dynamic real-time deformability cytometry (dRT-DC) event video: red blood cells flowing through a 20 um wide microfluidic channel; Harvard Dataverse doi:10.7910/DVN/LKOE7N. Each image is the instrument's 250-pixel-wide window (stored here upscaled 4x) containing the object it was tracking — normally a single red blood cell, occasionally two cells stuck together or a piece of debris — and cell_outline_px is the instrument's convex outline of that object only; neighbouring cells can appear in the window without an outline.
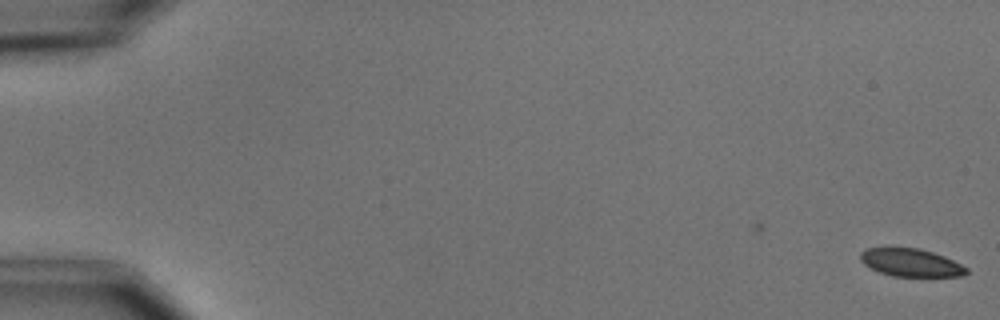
{"species": "common noctule bat (a hibernating species)", "species_latin": "Nyctalus noctula", "temperature_condition": "cold", "stored_images_in_passage": 2, "camera_frame_rate_fps": 3000, "um_per_image_px": 0.085, "animal": {"sex": "male", "body_mass_g": 15.6}, "frame": {"image": 1, "passage_image": 2, "time_ms": 1.0, "image_size_px": [1000, 320], "cell_outline_px": [[968, 272], [964, 276], [892, 276], [880, 272], [864, 264], [860, 260], [860, 252], [868, 248], [888, 244], [920, 248], [944, 256], [968, 268]], "centroid_in_image_um": [77.36, 22.27], "position_along_channel_um": 7.6, "area_um2": 17.8}}